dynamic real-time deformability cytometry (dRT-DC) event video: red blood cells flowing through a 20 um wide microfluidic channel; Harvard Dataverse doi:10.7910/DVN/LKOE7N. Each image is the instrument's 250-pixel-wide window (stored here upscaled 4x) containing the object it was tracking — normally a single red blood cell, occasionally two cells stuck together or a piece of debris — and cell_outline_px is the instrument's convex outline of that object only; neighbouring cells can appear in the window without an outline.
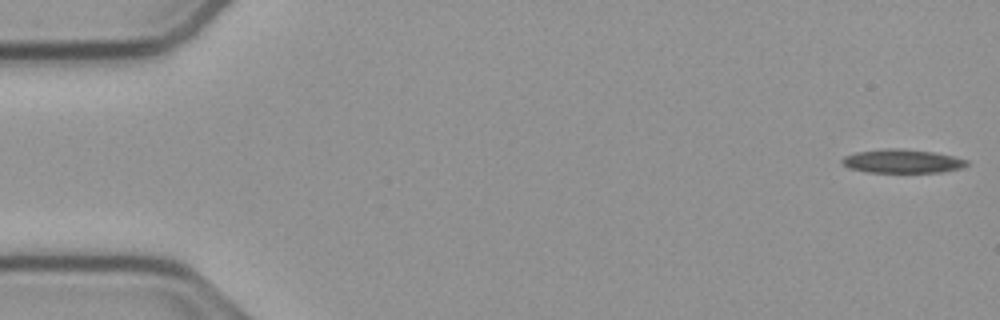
{"species": "common noctule bat (a hibernating species)", "species_latin": "Nyctalus noctula", "temperature_condition": "cold", "stored_images_in_passage": 54, "camera_frame_rate_fps": 3000, "um_per_image_px": 0.085, "animal": {"sex": "male", "body_mass_g": 23.1, "forearm_length_mm": 52.7}, "frame": {"image": 1, "passage_image": 1, "time_ms": 0.0, "image_size_px": [1000, 320], "cell_outline_px": [[968, 164], [964, 168], [944, 172], [868, 172], [848, 168], [840, 160], [844, 156], [856, 152], [884, 148], [900, 148], [932, 152], [952, 156], [968, 160]], "centroid_in_image_um": [76.7, 13.7], "position_along_channel_um": 8.3, "area_um2": 17.28}}
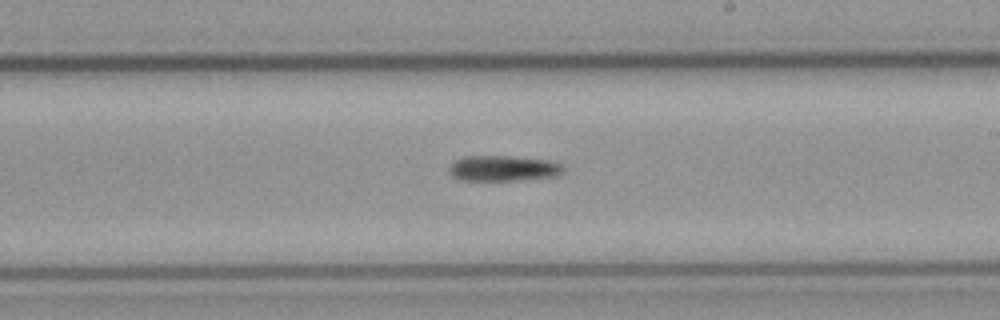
{"frame": {"image": 2, "passage_image": 31, "time_ms": 10.0, "image_size_px": [1000, 320], "cell_outline_px": [[568, 168], [564, 172], [556, 176], [516, 180], [460, 180], [452, 176], [448, 172], [448, 168], [456, 160], [464, 156], [508, 156], [548, 160], [564, 164]], "centroid_in_image_um": [42.82, 14.31], "position_along_channel_um": 246.2, "area_um2": 17.17}}
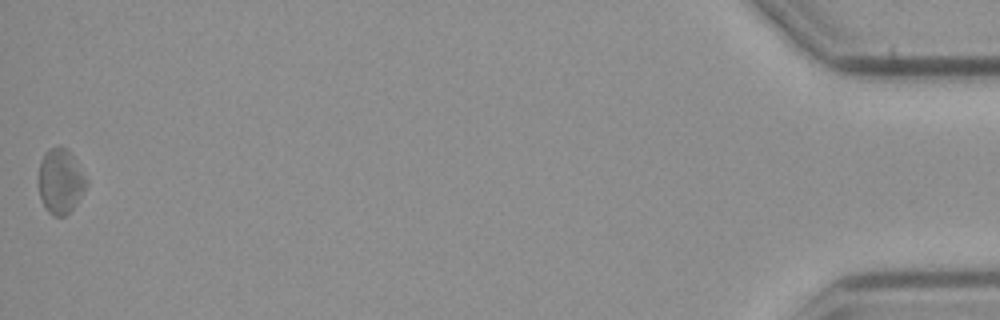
{"frame": {"image": 3, "passage_image": 54, "time_ms": 17.667, "image_size_px": [1000, 320], "cell_outline_px": [[88, 184], [84, 192], [72, 208], [64, 216], [52, 216], [44, 208], [40, 196], [40, 160], [44, 152], [60, 144], [72, 156], [88, 180]], "centroid_in_image_um": [5.14, 15.41], "position_along_channel_um": 430.1, "area_um2": 17.8}}